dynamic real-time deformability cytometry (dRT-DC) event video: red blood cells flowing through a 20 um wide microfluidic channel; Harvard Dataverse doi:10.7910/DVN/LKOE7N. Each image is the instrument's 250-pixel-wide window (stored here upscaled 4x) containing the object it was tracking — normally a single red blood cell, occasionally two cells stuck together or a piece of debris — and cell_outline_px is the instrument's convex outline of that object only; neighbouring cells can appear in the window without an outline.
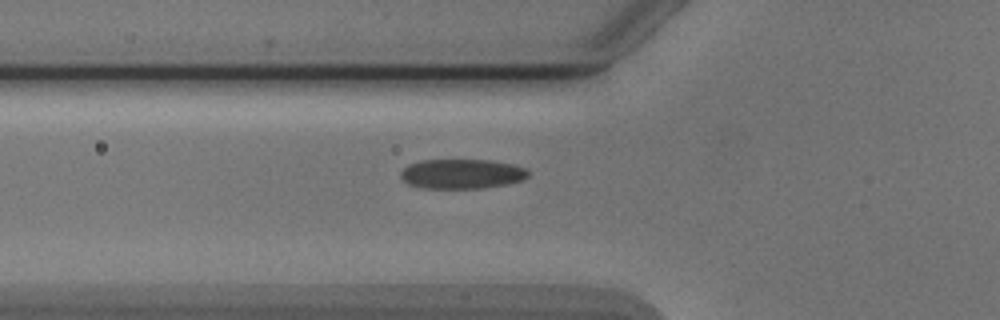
{"species": "Egyptian fruit bat (a non-hibernating species)", "species_latin": "Rousettus aegyptiacus", "temperature_condition": "cold", "stored_images_in_passage": 4, "camera_frame_rate_fps": 3000, "um_per_image_px": 0.085, "animal": {"sex": "male"}, "frame": {"image": 1, "passage_image": 4, "time_ms": 4.667, "image_size_px": [1000, 320], "cell_outline_px": [[528, 176], [524, 180], [508, 184], [484, 188], [420, 188], [408, 184], [400, 176], [400, 172], [408, 164], [420, 160], [492, 160], [512, 164], [524, 168], [528, 172]], "centroid_in_image_um": [39.24, 14.78], "position_along_channel_um": 86.6, "area_um2": 22.2}}